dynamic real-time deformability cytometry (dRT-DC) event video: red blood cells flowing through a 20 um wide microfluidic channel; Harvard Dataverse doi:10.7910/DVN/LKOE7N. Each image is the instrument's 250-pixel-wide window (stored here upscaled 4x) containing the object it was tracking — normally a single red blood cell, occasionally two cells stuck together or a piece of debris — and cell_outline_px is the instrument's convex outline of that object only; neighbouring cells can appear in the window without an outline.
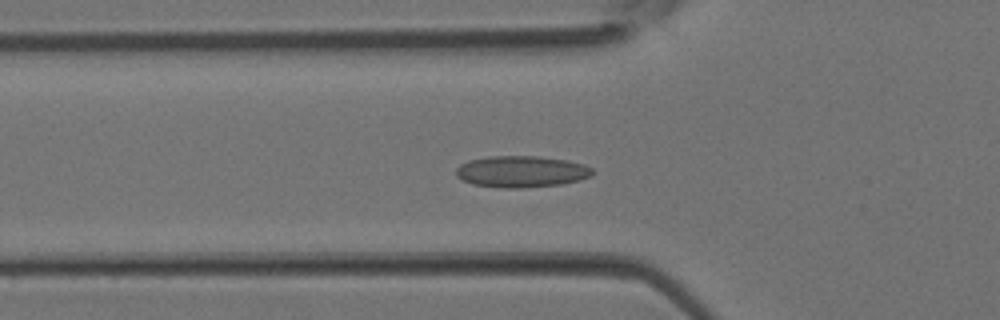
{"species": "Egyptian fruit bat (a non-hibernating species)", "species_latin": "Rousettus aegyptiacus", "temperature_condition": "room temperature", "stored_images_in_passage": 36, "camera_frame_rate_fps": 3000, "um_per_image_px": 0.085, "animal": {"sex": "female"}, "frame": {"image": 1, "passage_image": 11, "time_ms": 3.333, "image_size_px": [1000, 320], "cell_outline_px": [[596, 172], [592, 176], [580, 180], [560, 184], [520, 188], [504, 188], [472, 184], [456, 176], [456, 168], [460, 164], [468, 160], [492, 156], [536, 156], [568, 160], [584, 164], [592, 168]], "centroid_in_image_um": [44.35, 14.58], "position_along_channel_um": 81.5, "area_um2": 25.14}}
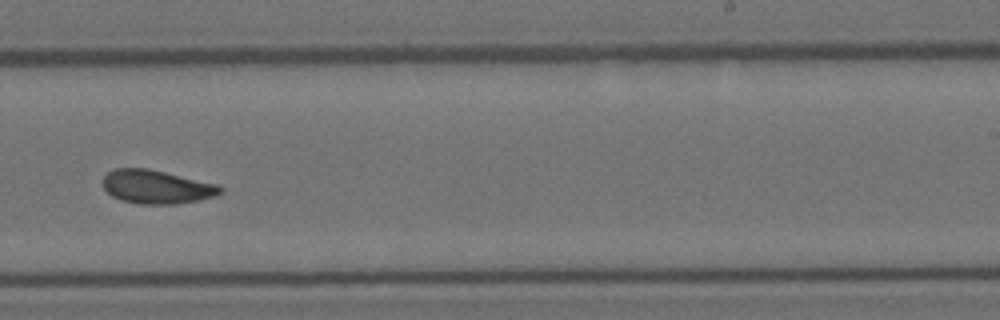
{"frame": {"image": 2, "passage_image": 22, "time_ms": 7.0, "image_size_px": [1000, 320], "cell_outline_px": [[224, 192], [216, 196], [176, 204], [140, 204], [120, 200], [112, 196], [104, 188], [104, 176], [108, 172], [116, 168], [148, 168], [220, 184], [224, 188]], "centroid_in_image_um": [13.36, 15.88], "position_along_channel_um": 275.6, "area_um2": 23.18}}
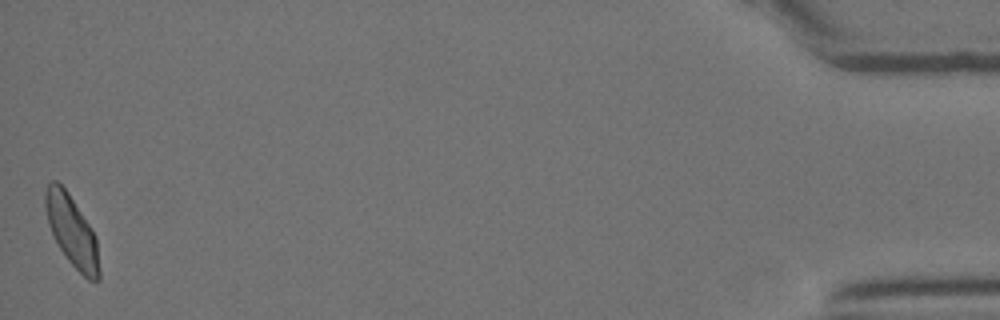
{"frame": {"image": 3, "passage_image": 36, "time_ms": 11.667, "image_size_px": [1000, 320], "cell_outline_px": [[100, 280], [88, 280], [68, 260], [60, 248], [48, 224], [44, 204], [44, 188], [52, 180], [56, 180], [68, 192], [92, 228], [96, 236], [100, 272]], "centroid_in_image_um": [6.1, 19.61], "position_along_channel_um": 429.1, "area_um2": 22.2}}